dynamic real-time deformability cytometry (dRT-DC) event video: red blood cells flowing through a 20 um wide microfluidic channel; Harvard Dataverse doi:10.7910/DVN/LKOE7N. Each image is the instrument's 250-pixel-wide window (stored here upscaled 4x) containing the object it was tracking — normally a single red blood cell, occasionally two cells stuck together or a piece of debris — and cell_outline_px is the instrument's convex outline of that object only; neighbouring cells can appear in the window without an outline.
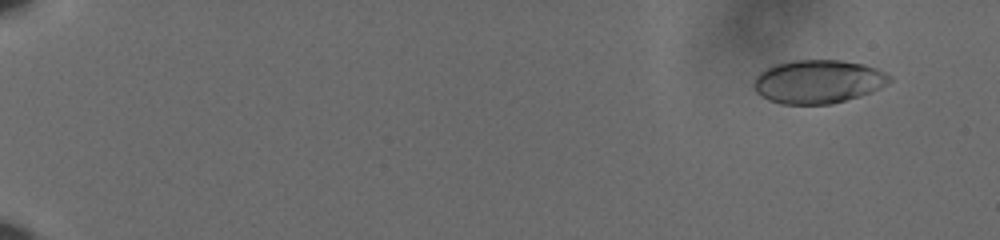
{"species": "human", "species_latin": "Homo sapiens", "temperature_condition": "cold", "stored_images_in_passage": 60, "camera_frame_rate_fps": 3000, "um_per_image_px": 0.085, "donor": {"sex": "male"}, "frame": {"image": 1, "passage_image": 5, "time_ms": 1.333, "image_size_px": [1000, 240], "cell_outline_px": [[892, 80], [880, 88], [872, 92], [860, 96], [832, 104], [784, 104], [768, 100], [760, 96], [752, 88], [752, 84], [756, 76], [764, 68], [772, 64], [792, 60], [840, 60], [864, 64], [876, 68], [892, 76]], "centroid_in_image_um": [69.5, 6.93], "position_along_channel_um": 15.5, "area_um2": 34.85}}
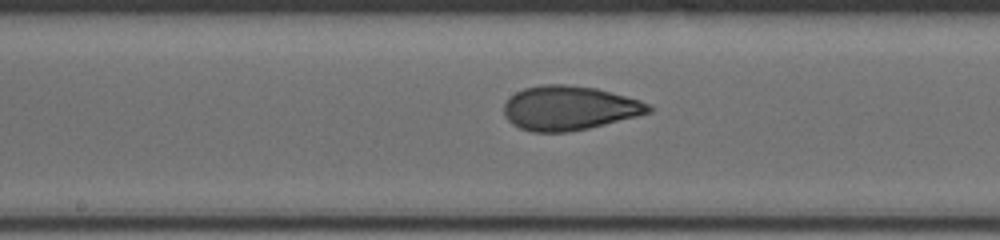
{"frame": {"image": 2, "passage_image": 35, "time_ms": 11.333, "image_size_px": [1000, 240], "cell_outline_px": [[652, 112], [588, 128], [568, 132], [532, 132], [520, 128], [512, 124], [504, 116], [504, 104], [516, 92], [524, 88], [544, 84], [564, 84], [596, 88], [640, 100], [652, 104]], "centroid_in_image_um": [48.38, 9.18], "position_along_channel_um": 199.8, "area_um2": 37.22}}
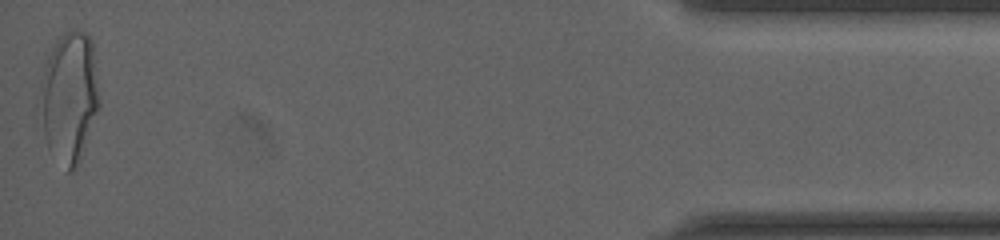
{"frame": {"image": 3, "passage_image": 60, "time_ms": 19.667, "image_size_px": [1000, 240], "cell_outline_px": [[100, 104], [80, 160], [76, 168], [72, 172], [68, 172], [48, 148], [36, 108], [40, 84], [44, 64], [56, 40], [64, 32], [76, 28], [84, 32], [92, 40], [100, 100]], "centroid_in_image_um": [5.85, 8.25], "position_along_channel_um": 429.3, "area_um2": 45.95}, "authors_computed_cell_mechanics": {"area_um2": 36.0961, "velocity_mm_per_s": 3.6279, "shape_relaxation_time_tau1_ms": 6.2469, "shape_relaxation_time_tau2_ms": 0.9924, "deformation_change_tau1": 0.1824, "deformation_change_tau2": 0.0673}}